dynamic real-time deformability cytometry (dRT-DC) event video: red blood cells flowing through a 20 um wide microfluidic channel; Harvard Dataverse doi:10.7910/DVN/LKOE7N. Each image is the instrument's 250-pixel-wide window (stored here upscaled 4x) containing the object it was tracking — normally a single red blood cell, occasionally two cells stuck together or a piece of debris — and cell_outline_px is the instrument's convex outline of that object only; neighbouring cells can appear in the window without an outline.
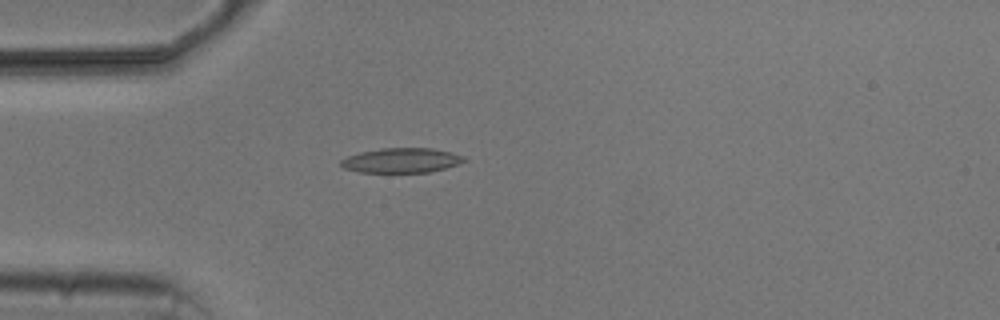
{"species": "common noctule bat (a hibernating species)", "species_latin": "Nyctalus noctula", "temperature_condition": "cold", "stored_images_in_passage": 6, "camera_frame_rate_fps": 3000, "um_per_image_px": 0.085, "animal": {"sex": "male", "body_mass_g": 20.5, "forearm_length_mm": 52.5}, "frame": {"image": 1, "passage_image": 5, "time_ms": 4.667, "image_size_px": [1000, 320], "cell_outline_px": [[468, 160], [444, 168], [428, 172], [360, 172], [344, 168], [340, 164], [340, 160], [348, 156], [360, 152], [380, 148], [432, 148], [452, 152], [464, 156]], "centroid_in_image_um": [34.12, 13.62], "position_along_channel_um": 50.9, "area_um2": 17.69}}